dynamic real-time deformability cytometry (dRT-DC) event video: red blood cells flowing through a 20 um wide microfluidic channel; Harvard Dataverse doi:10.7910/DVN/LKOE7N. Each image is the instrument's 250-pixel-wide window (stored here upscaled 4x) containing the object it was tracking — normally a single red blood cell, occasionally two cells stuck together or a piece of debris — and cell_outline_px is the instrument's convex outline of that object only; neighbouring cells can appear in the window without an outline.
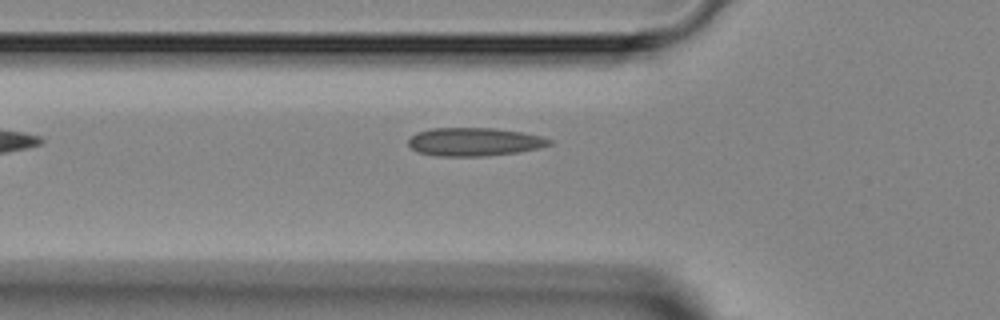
{"species": "Egyptian fruit bat (a non-hibernating species)", "species_latin": "Rousettus aegyptiacus", "temperature_condition": "room temperature", "stored_images_in_passage": 2, "camera_frame_rate_fps": 3000, "um_per_image_px": 0.085, "animal": {"sex": "female"}, "frame": {"image": 1, "passage_image": 2, "time_ms": 1.333, "image_size_px": [1000, 320], "cell_outline_px": [[552, 144], [540, 148], [520, 152], [484, 156], [436, 156], [420, 152], [412, 148], [408, 144], [408, 140], [416, 132], [432, 128], [492, 128], [520, 132], [540, 136], [552, 140]], "centroid_in_image_um": [40.32, 12.06], "position_along_channel_um": 85.5, "area_um2": 23.18}}